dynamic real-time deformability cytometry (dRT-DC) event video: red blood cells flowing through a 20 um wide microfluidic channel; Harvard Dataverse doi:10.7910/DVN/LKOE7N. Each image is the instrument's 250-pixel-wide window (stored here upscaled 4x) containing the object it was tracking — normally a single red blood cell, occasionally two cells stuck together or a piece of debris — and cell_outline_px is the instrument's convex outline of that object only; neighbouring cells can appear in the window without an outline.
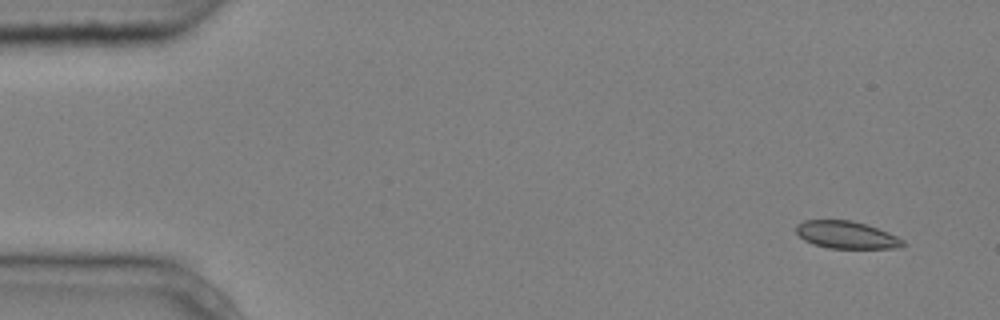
{"species": "common noctule bat (a hibernating species)", "species_latin": "Nyctalus noctula", "temperature_condition": "cold", "stored_images_in_passage": 3, "camera_frame_rate_fps": 3000, "um_per_image_px": 0.085, "animal": {"sex": "male", "body_mass_g": 20.4}, "frame": {"image": 1, "passage_image": 1, "time_ms": 0.0, "image_size_px": [1000, 320], "cell_outline_px": [[904, 244], [896, 248], [828, 248], [812, 244], [804, 240], [796, 232], [796, 224], [804, 220], [852, 220], [888, 232], [904, 240]], "centroid_in_image_um": [71.9, 19.96], "position_along_channel_um": 13.1, "area_um2": 16.94}}